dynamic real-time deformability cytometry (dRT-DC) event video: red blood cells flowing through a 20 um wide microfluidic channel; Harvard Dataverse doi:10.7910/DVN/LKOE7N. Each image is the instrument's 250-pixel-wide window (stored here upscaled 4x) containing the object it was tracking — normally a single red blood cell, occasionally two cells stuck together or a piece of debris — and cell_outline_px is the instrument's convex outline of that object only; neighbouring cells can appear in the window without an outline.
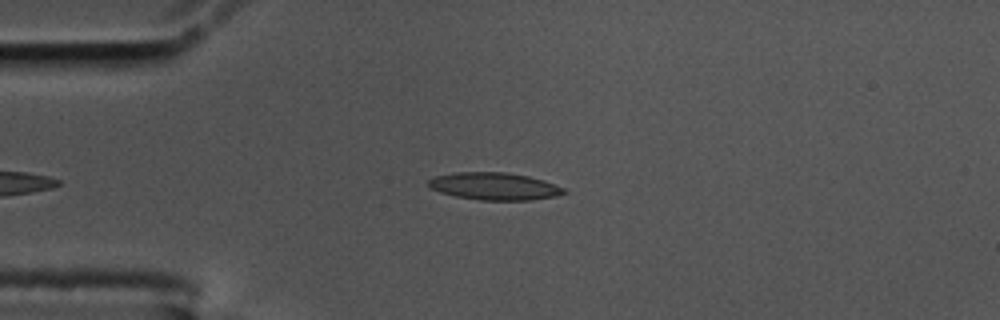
{"species": "common noctule bat (a hibernating species)", "species_latin": "Nyctalus noctula", "temperature_condition": "cold", "stored_images_in_passage": 42, "camera_frame_rate_fps": 3000, "um_per_image_px": 0.085, "animal": {"sex": "male", "body_mass_g": 17.5, "forearm_length_mm": 52.3}, "frame": {"image": 1, "passage_image": 3, "time_ms": 0.667, "image_size_px": [1000, 320], "cell_outline_px": [[568, 192], [556, 196], [532, 200], [480, 200], [456, 196], [440, 192], [428, 188], [428, 180], [436, 176], [452, 172], [508, 172], [528, 176], [544, 180], [564, 188]], "centroid_in_image_um": [42.02, 15.83], "position_along_channel_um": 43.0, "area_um2": 21.73}}
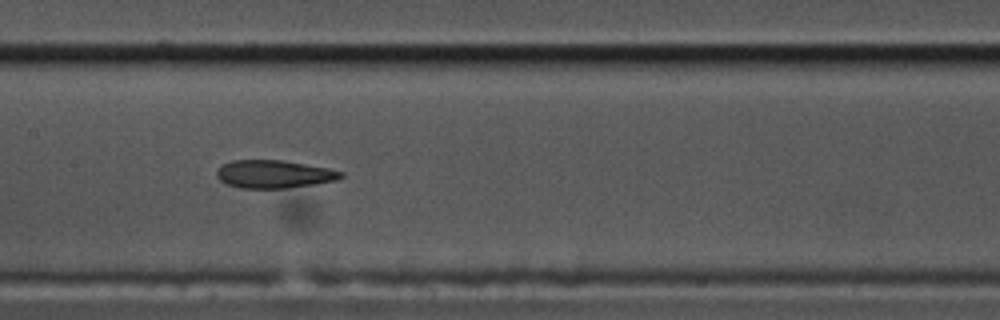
{"frame": {"image": 2, "passage_image": 17, "time_ms": 5.333, "image_size_px": [1000, 320], "cell_outline_px": [[344, 176], [336, 180], [288, 188], [240, 188], [228, 184], [220, 180], [216, 176], [216, 168], [220, 164], [232, 160], [280, 160], [328, 168], [344, 172]], "centroid_in_image_um": [23.24, 14.79], "position_along_channel_um": 184.2, "area_um2": 20.23}}
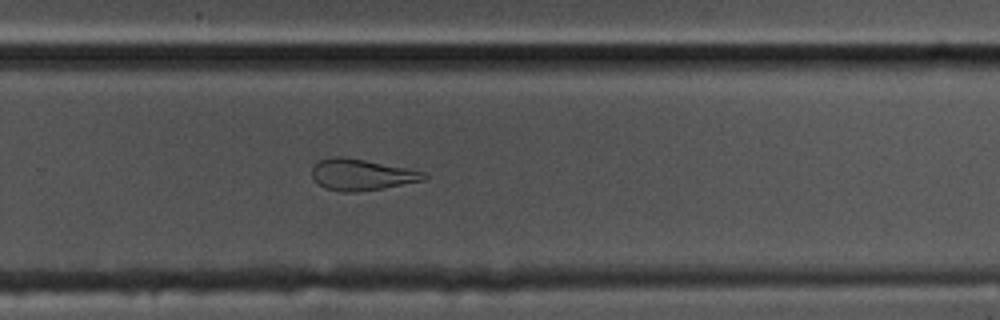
{"frame": {"image": 3, "passage_image": 27, "time_ms": 8.667, "image_size_px": [1000, 320], "cell_outline_px": [[428, 176], [424, 180], [384, 188], [360, 192], [340, 192], [324, 188], [312, 176], [312, 168], [320, 160], [336, 156], [344, 156], [408, 168], [428, 172]], "centroid_in_image_um": [30.77, 14.85], "position_along_channel_um": 299.0, "area_um2": 20.52}, "authors_computed_cell_mechanics": {"area_um2": 21.2704, "velocity_mm_per_s": 3.457, "shape_relaxation_time_tau1_ms": null, "shape_relaxation_time_tau2_ms": 3.0205, "deformation_change_tau1": null, "deformation_change_tau2": 0.1083}}